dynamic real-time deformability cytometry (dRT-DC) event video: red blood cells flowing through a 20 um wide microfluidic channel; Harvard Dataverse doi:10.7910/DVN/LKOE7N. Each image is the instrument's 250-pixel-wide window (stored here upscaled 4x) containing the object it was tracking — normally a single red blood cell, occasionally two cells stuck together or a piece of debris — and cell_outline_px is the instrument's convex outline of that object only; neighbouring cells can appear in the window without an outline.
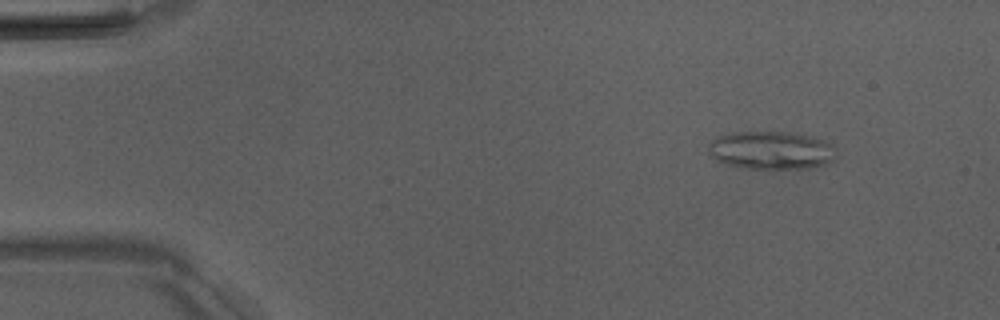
{"species": "Egyptian fruit bat (a non-hibernating species)", "species_latin": "Rousettus aegyptiacus", "temperature_condition": "room temperature", "stored_images_in_passage": 48, "camera_frame_rate_fps": 3000, "um_per_image_px": 0.085, "animal": {"sex": "male"}, "frame": {"image": 1, "passage_image": 5, "time_ms": 1.333, "image_size_px": [1000, 320], "cell_outline_px": [[836, 156], [832, 160], [824, 164], [808, 168], [768, 172], [744, 168], [728, 164], [716, 160], [708, 152], [708, 144], [716, 136], [732, 132], [784, 132], [808, 136], [824, 140], [832, 144], [836, 148]], "centroid_in_image_um": [65.54, 12.82], "position_along_channel_um": 19.5, "area_um2": 29.19}}
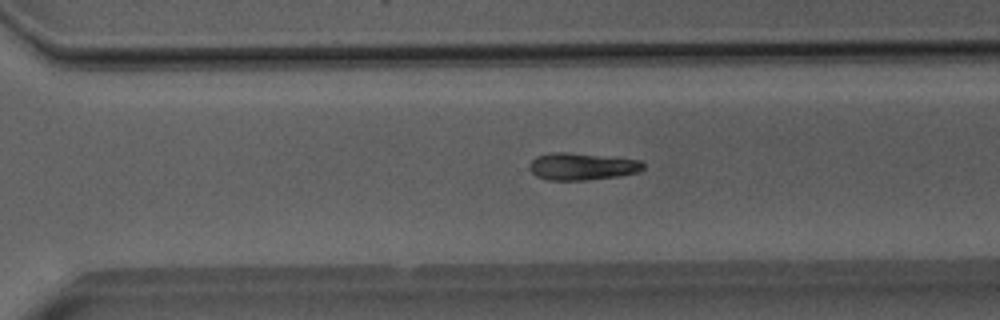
{"frame": {"image": 2, "passage_image": 35, "time_ms": 11.333, "image_size_px": [1000, 320], "cell_outline_px": [[644, 168], [640, 172], [620, 176], [588, 180], [548, 180], [536, 176], [528, 168], [528, 164], [536, 156], [548, 152], [564, 152], [640, 160], [644, 164]], "centroid_in_image_um": [49.44, 14.16], "position_along_channel_um": 321.2, "area_um2": 18.09}}
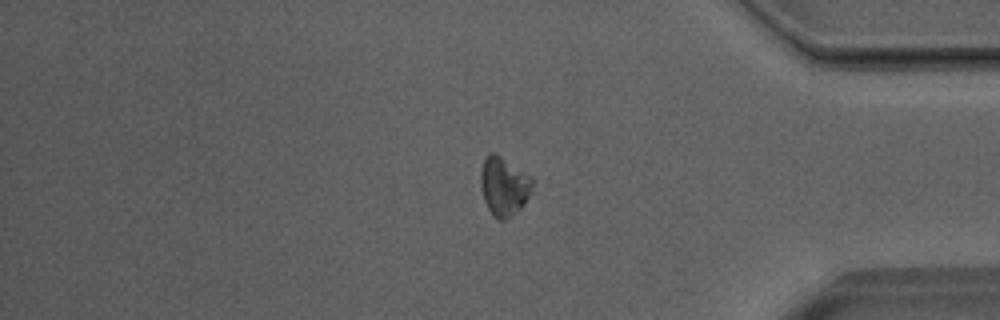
{"frame": {"image": 3, "passage_image": 42, "time_ms": 13.667, "image_size_px": [1000, 320], "cell_outline_px": [[532, 184], [528, 196], [524, 204], [516, 212], [504, 220], [496, 220], [492, 216], [484, 200], [480, 184], [480, 172], [484, 160], [492, 152], [500, 156], [528, 176], [532, 180]], "centroid_in_image_um": [42.78, 15.88], "position_along_channel_um": 392.4, "area_um2": 17.17}, "authors_computed_cell_mechanics": {"area_um2": 18.1492, "velocity_mm_per_s": 4.0002, "shape_relaxation_time_tau1_ms": 8.2235, "shape_relaxation_time_tau2_ms": null, "deformation_change_tau1": 0.1166, "deformation_change_tau2": null}}